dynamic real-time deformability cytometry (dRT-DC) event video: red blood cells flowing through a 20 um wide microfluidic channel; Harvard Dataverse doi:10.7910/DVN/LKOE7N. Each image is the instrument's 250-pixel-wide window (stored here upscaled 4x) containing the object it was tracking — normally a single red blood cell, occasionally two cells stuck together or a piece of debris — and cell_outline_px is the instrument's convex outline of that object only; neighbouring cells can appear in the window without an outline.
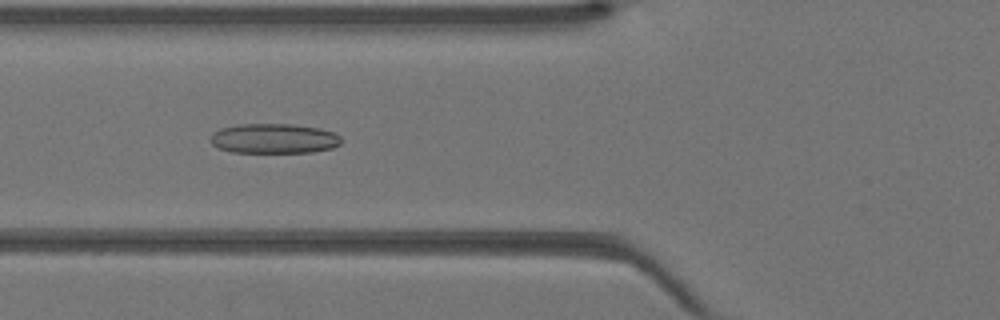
{"species": "Egyptian fruit bat (a non-hibernating species)", "species_latin": "Rousettus aegyptiacus", "temperature_condition": "warm", "stored_images_in_passage": 19, "camera_frame_rate_fps": 3000, "um_per_image_px": 0.085, "animal": {"sex": "female"}, "frame": {"image": 1, "passage_image": 13, "time_ms": 4.0, "image_size_px": [1000, 320], "cell_outline_px": [[340, 144], [332, 148], [312, 152], [232, 152], [216, 148], [208, 140], [212, 132], [220, 128], [240, 124], [292, 124], [320, 128], [336, 132], [340, 136]], "centroid_in_image_um": [23.25, 11.77], "position_along_channel_um": 102.5, "area_um2": 23.0}}
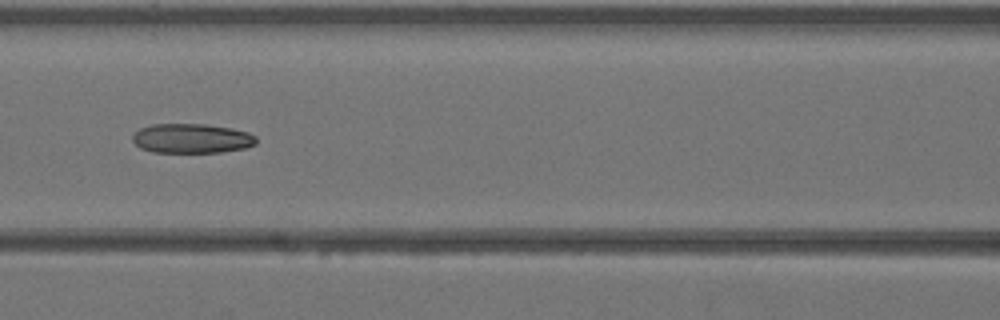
{"frame": {"image": 2, "passage_image": 16, "time_ms": 5.0, "image_size_px": [1000, 320], "cell_outline_px": [[256, 144], [244, 148], [220, 152], [152, 152], [140, 148], [132, 140], [132, 136], [140, 128], [152, 124], [204, 124], [232, 128], [248, 132], [256, 136]], "centroid_in_image_um": [16.29, 11.76], "position_along_channel_um": 150.3, "area_um2": 21.27}}
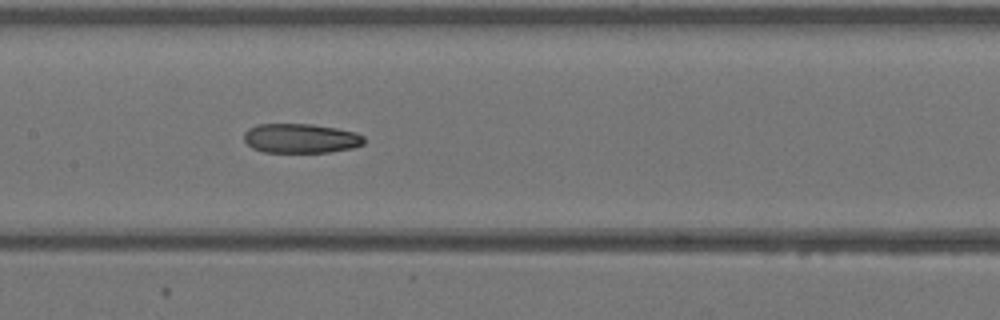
{"frame": {"image": 3, "passage_image": 18, "time_ms": 5.667, "image_size_px": [1000, 320], "cell_outline_px": [[364, 144], [352, 148], [328, 152], [264, 152], [252, 148], [244, 140], [244, 132], [248, 128], [256, 124], [312, 124], [336, 128], [356, 132], [364, 136]], "centroid_in_image_um": [25.55, 11.75], "position_along_channel_um": 181.8, "area_um2": 20.69}}